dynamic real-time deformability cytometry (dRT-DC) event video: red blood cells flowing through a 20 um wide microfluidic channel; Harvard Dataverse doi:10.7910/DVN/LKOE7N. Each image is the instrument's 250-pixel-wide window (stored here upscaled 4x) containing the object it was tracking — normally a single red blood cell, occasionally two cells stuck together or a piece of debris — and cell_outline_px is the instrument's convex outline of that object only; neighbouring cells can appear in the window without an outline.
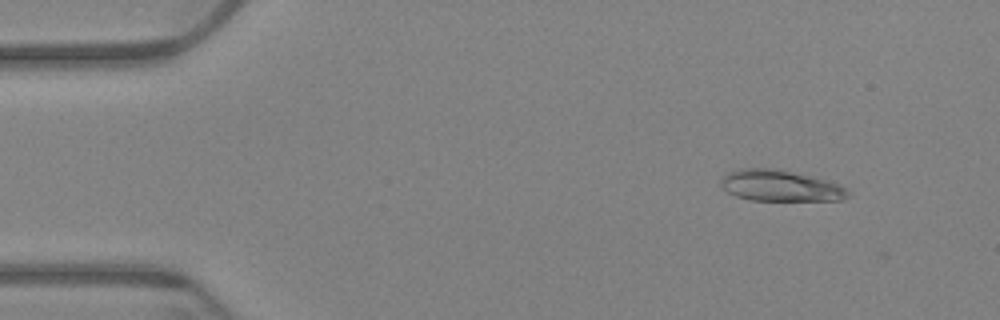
{"species": "Egyptian fruit bat (a non-hibernating species)", "species_latin": "Rousettus aegyptiacus", "temperature_condition": "warm", "stored_images_in_passage": 60, "camera_frame_rate_fps": 3000, "um_per_image_px": 0.085, "animal": {"sex": "female"}, "frame": {"image": 1, "passage_image": 7, "time_ms": 2.0, "image_size_px": [1000, 320], "cell_outline_px": [[852, 196], [840, 200], [752, 200], [736, 196], [728, 192], [720, 184], [720, 180], [728, 172], [744, 168], [768, 168], [828, 180], [840, 184], [848, 188]], "centroid_in_image_um": [66.37, 15.8], "position_along_channel_um": 18.6, "area_um2": 22.83}}
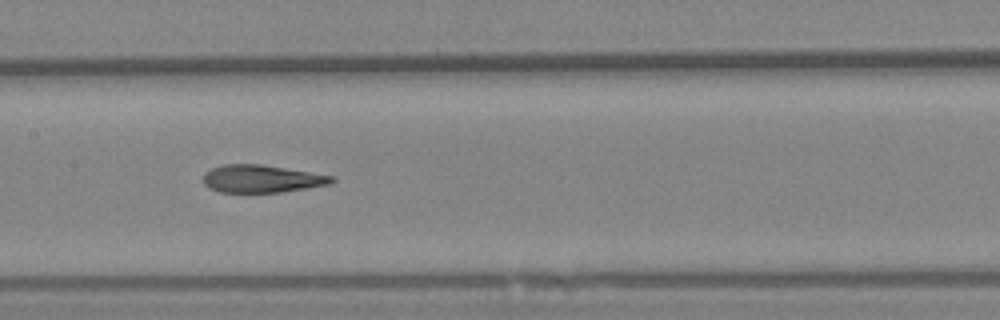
{"frame": {"image": 2, "passage_image": 30, "time_ms": 9.667, "image_size_px": [1000, 320], "cell_outline_px": [[336, 180], [332, 184], [308, 188], [280, 192], [220, 192], [208, 188], [204, 184], [204, 172], [212, 168], [224, 164], [260, 164], [332, 176]], "centroid_in_image_um": [22.22, 15.2], "position_along_channel_um": 185.2, "area_um2": 20.58}}
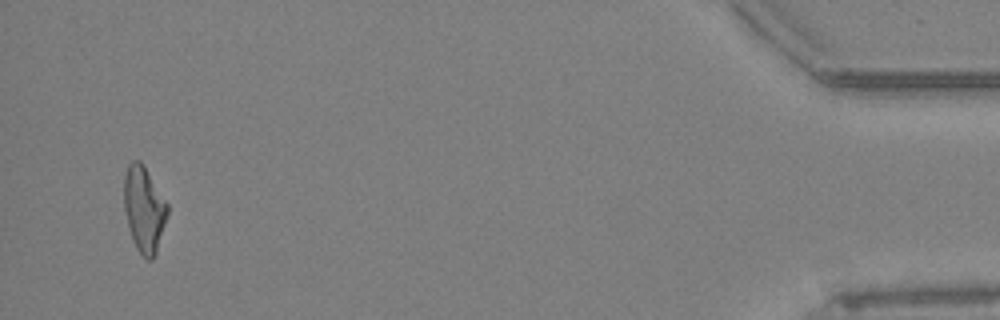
{"frame": {"image": 3, "passage_image": 58, "time_ms": 19.0, "image_size_px": [1000, 320], "cell_outline_px": [[168, 216], [156, 252], [152, 260], [148, 260], [136, 248], [128, 228], [124, 208], [124, 176], [128, 164], [132, 160], [140, 160], [168, 204]], "centroid_in_image_um": [12.24, 17.78], "position_along_channel_um": 423.0, "area_um2": 21.62}, "authors_computed_cell_mechanics": {"area_um2": 21.8195, "velocity_mm_per_s": 3.4245, "shape_relaxation_time_tau1_ms": null, "shape_relaxation_time_tau2_ms": 3.1878, "deformation_change_tau1": null, "deformation_change_tau2": 0.1232}}